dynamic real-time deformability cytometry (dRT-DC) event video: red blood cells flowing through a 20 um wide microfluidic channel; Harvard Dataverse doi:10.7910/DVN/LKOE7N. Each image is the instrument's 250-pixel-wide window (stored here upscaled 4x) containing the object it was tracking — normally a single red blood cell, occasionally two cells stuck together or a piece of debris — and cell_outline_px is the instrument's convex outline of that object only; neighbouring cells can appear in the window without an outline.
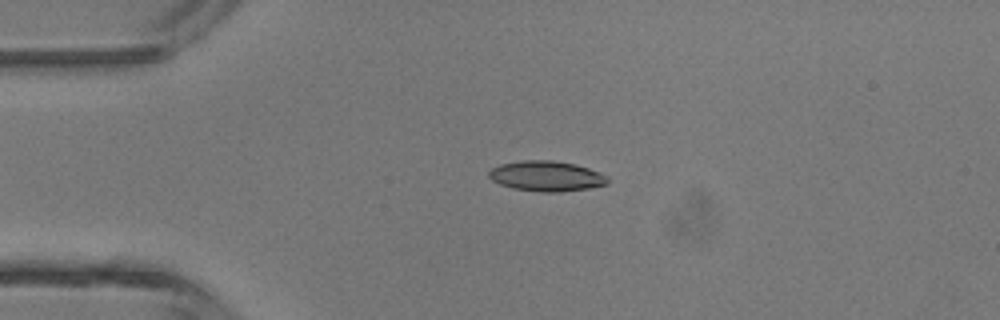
{"species": "common noctule bat (a hibernating species)", "species_latin": "Nyctalus noctula", "temperature_condition": "room temperature", "stored_images_in_passage": 36, "camera_frame_rate_fps": 3000, "um_per_image_px": 0.085, "animal": {"sex": "male", "body_mass_g": 13.3}, "frame": {"image": 1, "passage_image": 1, "time_ms": 0.0, "image_size_px": [1000, 320], "cell_outline_px": [[608, 184], [588, 188], [560, 192], [540, 192], [512, 188], [500, 184], [492, 180], [488, 176], [488, 172], [492, 168], [500, 164], [520, 160], [552, 160], [576, 164], [588, 168], [608, 176]], "centroid_in_image_um": [46.43, 14.96], "position_along_channel_um": 38.6, "area_um2": 21.04}}
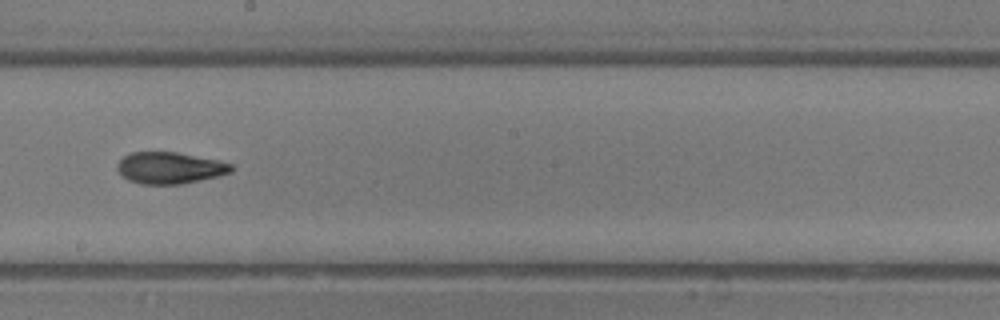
{"frame": {"image": 2, "passage_image": 16, "time_ms": 5.0, "image_size_px": [1000, 320], "cell_outline_px": [[232, 172], [220, 176], [180, 184], [140, 184], [128, 180], [116, 168], [116, 164], [124, 156], [132, 152], [176, 152], [216, 160], [232, 164]], "centroid_in_image_um": [14.42, 14.27], "position_along_channel_um": 233.8, "area_um2": 20.87}}
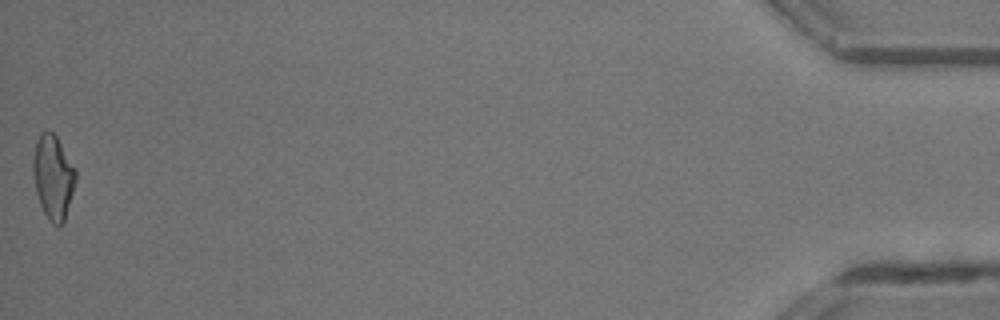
{"frame": {"image": 3, "passage_image": 36, "time_ms": 11.667, "image_size_px": [1000, 320], "cell_outline_px": [[76, 180], [64, 224], [52, 224], [48, 220], [40, 204], [36, 192], [32, 172], [32, 160], [36, 140], [40, 132], [52, 132], [56, 136], [76, 168]], "centroid_in_image_um": [4.51, 15.05], "position_along_channel_um": 430.7, "area_um2": 21.04}, "authors_computed_cell_mechanics": {"area_um2": 20.9814, "velocity_mm_per_s": 4.5061, "shape_relaxation_time_tau1_ms": 4.629, "shape_relaxation_time_tau2_ms": 1.9013, "deformation_change_tau1": 0.1547, "deformation_change_tau2": 0.0832}}